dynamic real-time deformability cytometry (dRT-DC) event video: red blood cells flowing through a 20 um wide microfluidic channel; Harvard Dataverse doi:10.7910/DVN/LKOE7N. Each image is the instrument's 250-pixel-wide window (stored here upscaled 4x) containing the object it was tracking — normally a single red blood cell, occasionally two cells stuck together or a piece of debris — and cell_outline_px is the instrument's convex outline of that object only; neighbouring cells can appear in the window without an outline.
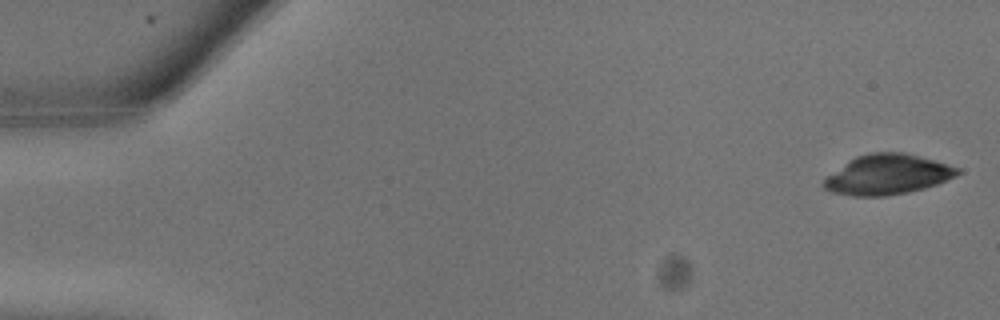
{"species": "common noctule bat (a hibernating species)", "species_latin": "Nyctalus noctula", "temperature_condition": "warm", "stored_images_in_passage": 25, "camera_frame_rate_fps": 3000, "um_per_image_px": 0.085, "animal": {"sex": "male", "body_mass_g": 13.3}, "frame": {"image": 1, "passage_image": 1, "time_ms": 0.0, "image_size_px": [1000, 320], "cell_outline_px": [[960, 172], [956, 176], [936, 184], [924, 188], [908, 192], [884, 196], [852, 196], [832, 192], [824, 188], [820, 184], [828, 176], [856, 156], [872, 152], [904, 152], [936, 160], [960, 168]], "centroid_in_image_um": [75.45, 14.83], "position_along_channel_um": 9.5, "area_um2": 31.04}}
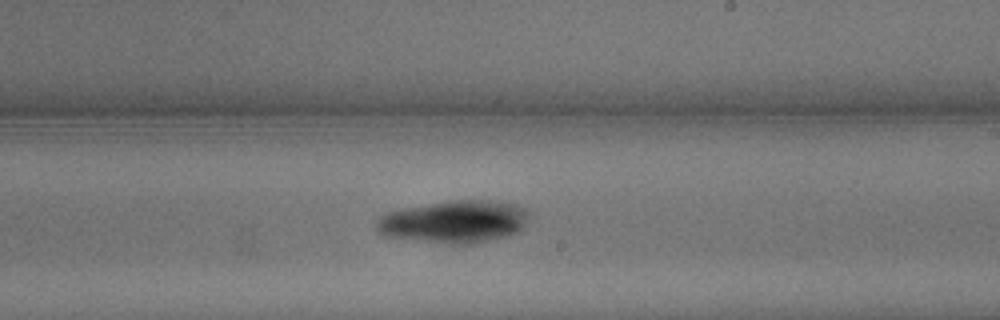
{"frame": {"image": 2, "passage_image": 15, "time_ms": 4.667, "image_size_px": [1000, 320], "cell_outline_px": [[532, 216], [524, 228], [520, 232], [508, 236], [472, 244], [444, 244], [384, 236], [376, 232], [376, 220], [384, 212], [400, 208], [448, 200], [500, 200], [516, 204], [532, 212]], "centroid_in_image_um": [38.65, 18.83], "position_along_channel_um": 250.4, "area_um2": 39.07}}
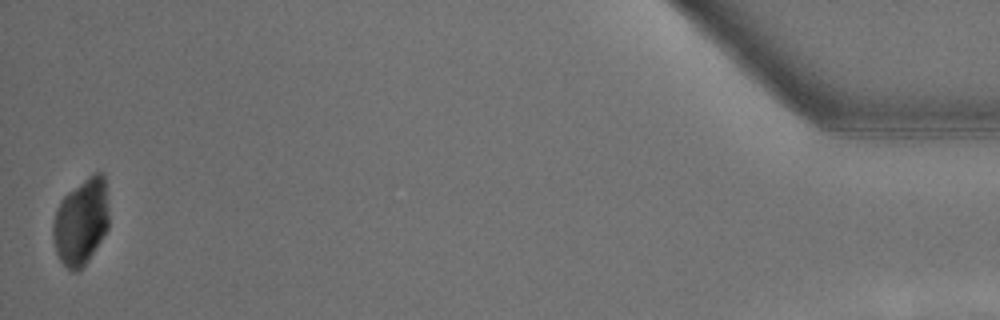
{"frame": {"image": 3, "passage_image": 25, "time_ms": 8.0, "image_size_px": [1000, 320], "cell_outline_px": [[108, 228], [88, 260], [80, 272], [72, 272], [60, 260], [56, 252], [52, 236], [52, 224], [60, 200], [68, 192], [92, 172], [104, 172], [108, 208]], "centroid_in_image_um": [6.89, 18.83], "position_along_channel_um": 428.3, "area_um2": 28.32}}